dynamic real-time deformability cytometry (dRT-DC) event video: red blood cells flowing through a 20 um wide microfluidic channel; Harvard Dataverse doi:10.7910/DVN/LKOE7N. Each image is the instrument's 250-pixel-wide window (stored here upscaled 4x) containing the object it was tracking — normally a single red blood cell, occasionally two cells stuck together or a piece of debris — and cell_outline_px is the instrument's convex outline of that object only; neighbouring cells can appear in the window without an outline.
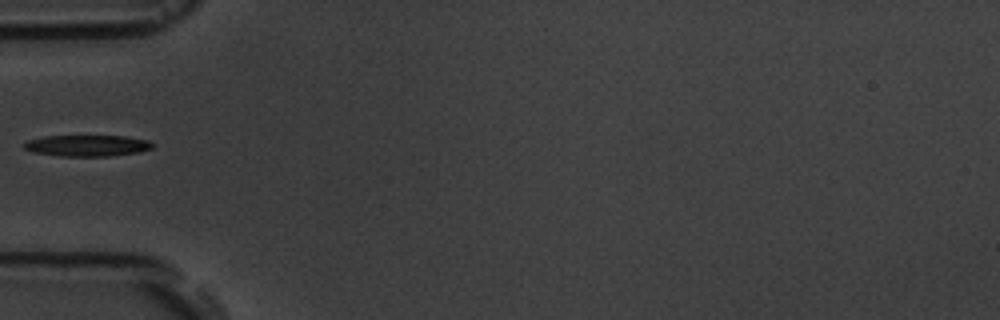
{"species": "common noctule bat (a hibernating species)", "species_latin": "Nyctalus noctula", "temperature_condition": "room temperature", "stored_images_in_passage": 1, "camera_frame_rate_fps": 3000, "um_per_image_px": 0.085, "animal": {"sex": "male", "body_mass_g": 19.5, "forearm_length_mm": 54.6}, "frame": {"image": 1, "passage_image": 1, "time_ms": 0.0, "image_size_px": [1000, 320], "cell_outline_px": [[156, 144], [152, 148], [140, 152], [108, 156], [60, 156], [32, 152], [24, 148], [20, 144], [28, 140], [44, 136], [124, 136], [148, 140]], "centroid_in_image_um": [7.4, 12.38], "position_along_channel_um": 77.6, "area_um2": 16.07}}